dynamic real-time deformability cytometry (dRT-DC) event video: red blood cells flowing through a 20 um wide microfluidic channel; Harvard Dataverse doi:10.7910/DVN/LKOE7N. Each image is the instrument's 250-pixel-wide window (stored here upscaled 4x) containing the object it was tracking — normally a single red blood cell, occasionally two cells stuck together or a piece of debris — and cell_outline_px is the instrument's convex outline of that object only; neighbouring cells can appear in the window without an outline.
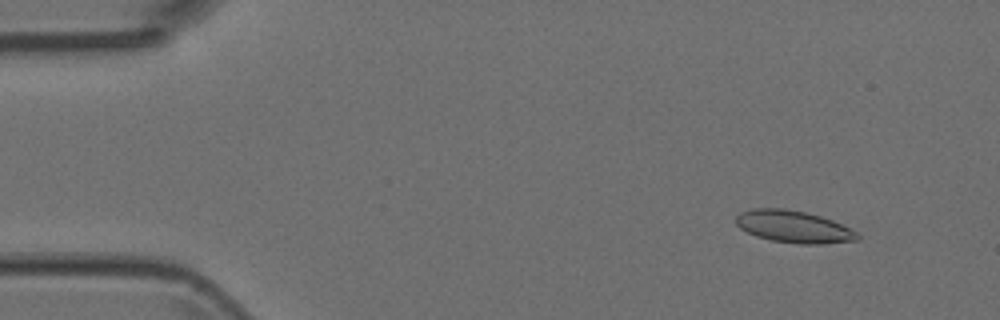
{"species": "Egyptian fruit bat (a non-hibernating species)", "species_latin": "Rousettus aegyptiacus", "temperature_condition": "room temperature", "stored_images_in_passage": 6, "camera_frame_rate_fps": 3000, "um_per_image_px": 0.085, "animal": {"sex": "female"}, "frame": {"image": 1, "passage_image": 1, "time_ms": 0.0, "image_size_px": [1000, 320], "cell_outline_px": [[860, 240], [820, 244], [796, 244], [772, 240], [756, 236], [740, 228], [736, 224], [736, 216], [740, 212], [752, 208], [784, 208], [808, 212], [832, 220], [856, 232], [860, 236]], "centroid_in_image_um": [67.45, 19.26], "position_along_channel_um": 17.6, "area_um2": 22.77}}
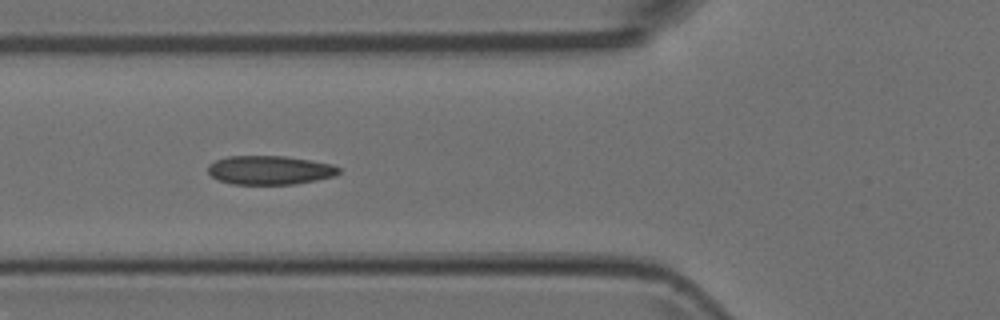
{"frame": {"image": 2, "passage_image": 5, "time_ms": 1.333, "image_size_px": [1000, 320], "cell_outline_px": [[340, 172], [336, 176], [292, 184], [232, 184], [216, 180], [208, 172], [208, 164], [216, 160], [228, 156], [284, 156], [312, 160], [332, 164], [340, 168]], "centroid_in_image_um": [22.92, 14.46], "position_along_channel_um": 102.9, "area_um2": 22.08}}
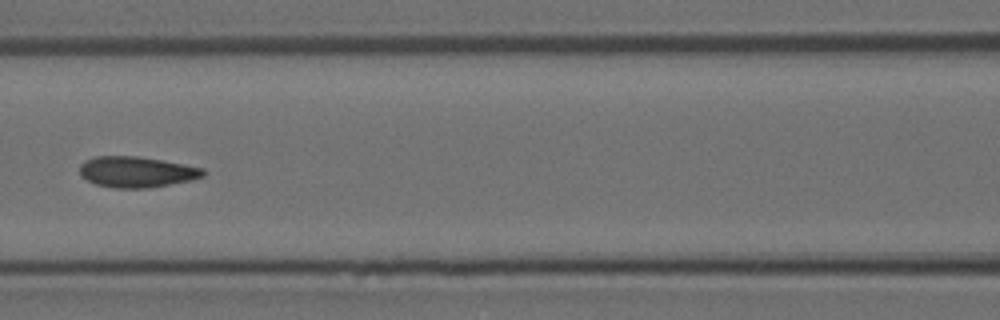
{"frame": {"image": 3, "passage_image": 6, "time_ms": 1.667, "image_size_px": [1000, 320], "cell_outline_px": [[204, 176], [192, 180], [148, 188], [116, 188], [96, 184], [88, 180], [80, 172], [80, 164], [84, 160], [96, 156], [136, 156], [184, 164], [204, 168]], "centroid_in_image_um": [11.62, 14.61], "position_along_channel_um": 155.0, "area_um2": 22.02}}